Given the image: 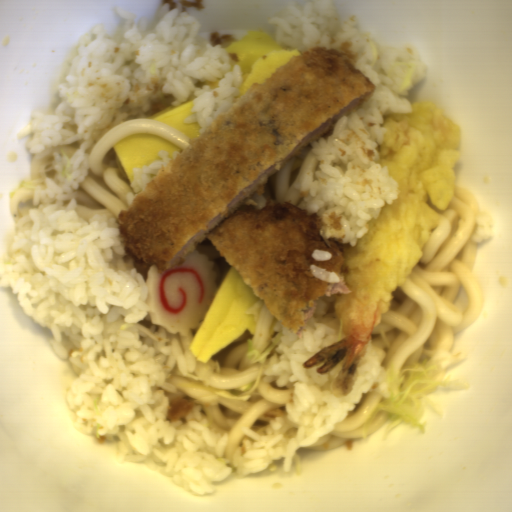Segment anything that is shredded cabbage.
<instances>
[{
    "label": "shredded cabbage",
    "mask_w": 512,
    "mask_h": 512,
    "mask_svg": "<svg viewBox=\"0 0 512 512\" xmlns=\"http://www.w3.org/2000/svg\"><path fill=\"white\" fill-rule=\"evenodd\" d=\"M391 388L392 397L375 404L366 415L362 424V436L369 440L371 425L380 410L388 413L390 423L382 433L386 440L393 429L406 423L416 427L423 434L429 424L421 422L424 416V400L431 410L442 416L443 411L427 395L436 391L439 386L445 390H467L472 385L468 380L457 378L452 381L453 374H448L445 380L433 381L431 375L442 370L441 363L424 361L416 367L404 368L399 373L395 372L391 364L386 367Z\"/></svg>",
    "instance_id": "obj_1"
}]
</instances>
